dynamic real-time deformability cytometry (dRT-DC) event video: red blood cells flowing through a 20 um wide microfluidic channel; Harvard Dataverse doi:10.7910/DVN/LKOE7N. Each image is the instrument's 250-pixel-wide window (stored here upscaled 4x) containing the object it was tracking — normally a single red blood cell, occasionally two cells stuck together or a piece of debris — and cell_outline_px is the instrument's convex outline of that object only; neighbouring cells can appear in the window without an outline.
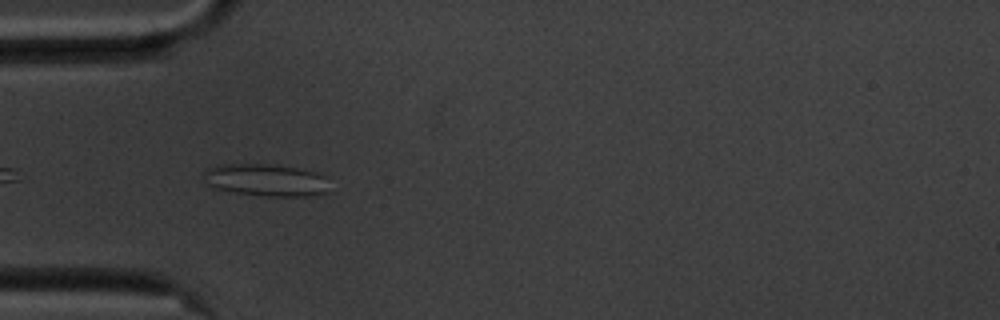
{"species": "common noctule bat (a hibernating species)", "species_latin": "Nyctalus noctula", "temperature_condition": "cold", "stored_images_in_passage": 6, "camera_frame_rate_fps": 3000, "um_per_image_px": 0.085, "animal": {"sex": "male", "body_mass_g": 20.1, "forearm_length_mm": 53.5}, "frame": {"image": 1, "passage_image": 3, "time_ms": 0.667, "image_size_px": [1000, 320], "cell_outline_px": [[332, 192], [316, 196], [268, 196], [236, 192], [216, 188], [208, 184], [204, 172], [208, 168], [216, 164], [276, 164], [316, 172], [324, 176]], "centroid_in_image_um": [22.69, 15.3], "position_along_channel_um": 62.3, "area_um2": 23.76}}
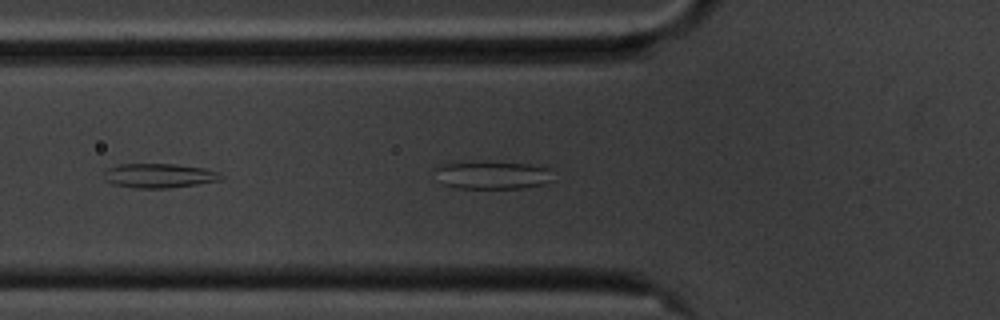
{"frame": {"image": 2, "passage_image": 5, "time_ms": 1.333, "image_size_px": [1000, 320], "cell_outline_px": [[224, 176], [220, 180], [196, 184], [168, 188], [136, 188], [112, 184], [104, 180], [104, 172], [108, 168], [120, 164], [176, 164], [204, 168], [220, 172]], "centroid_in_image_um": [13.52, 14.93], "position_along_channel_um": 112.3, "area_um2": 16.65}}